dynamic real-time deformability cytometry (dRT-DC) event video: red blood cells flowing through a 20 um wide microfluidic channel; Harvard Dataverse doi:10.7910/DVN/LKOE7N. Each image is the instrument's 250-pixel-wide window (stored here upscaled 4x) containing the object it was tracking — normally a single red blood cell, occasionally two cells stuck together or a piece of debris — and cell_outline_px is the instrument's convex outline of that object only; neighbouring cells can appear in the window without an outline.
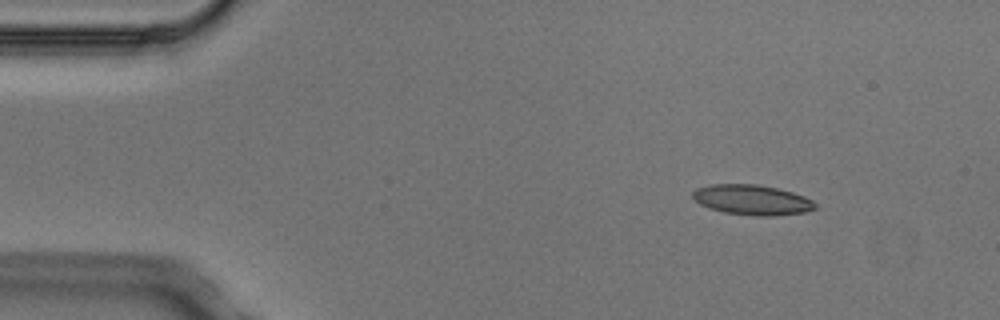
{"species": "Egyptian fruit bat (a non-hibernating species)", "species_latin": "Rousettus aegyptiacus", "temperature_condition": "cold", "stored_images_in_passage": 3, "camera_frame_rate_fps": 3000, "um_per_image_px": 0.085, "animal": {"sex": "male"}, "frame": {"image": 1, "passage_image": 1, "time_ms": 0.0, "image_size_px": [1000, 320], "cell_outline_px": [[816, 208], [804, 212], [776, 216], [752, 216], [724, 212], [708, 208], [692, 200], [692, 192], [696, 188], [712, 184], [756, 184], [776, 188], [792, 192], [804, 196], [812, 200], [816, 204]], "centroid_in_image_um": [63.89, 16.99], "position_along_channel_um": 21.1, "area_um2": 21.68}}
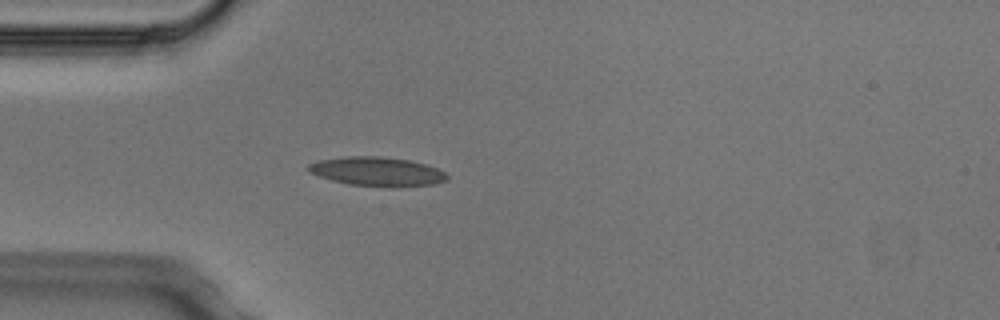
{"frame": {"image": 2, "passage_image": 3, "time_ms": 0.667, "image_size_px": [1000, 320], "cell_outline_px": [[448, 180], [436, 184], [392, 188], [348, 184], [332, 180], [308, 172], [308, 164], [316, 160], [344, 156], [380, 156], [408, 160], [440, 168], [448, 176]], "centroid_in_image_um": [32.07, 14.59], "position_along_channel_um": 52.9, "area_um2": 23.87}}